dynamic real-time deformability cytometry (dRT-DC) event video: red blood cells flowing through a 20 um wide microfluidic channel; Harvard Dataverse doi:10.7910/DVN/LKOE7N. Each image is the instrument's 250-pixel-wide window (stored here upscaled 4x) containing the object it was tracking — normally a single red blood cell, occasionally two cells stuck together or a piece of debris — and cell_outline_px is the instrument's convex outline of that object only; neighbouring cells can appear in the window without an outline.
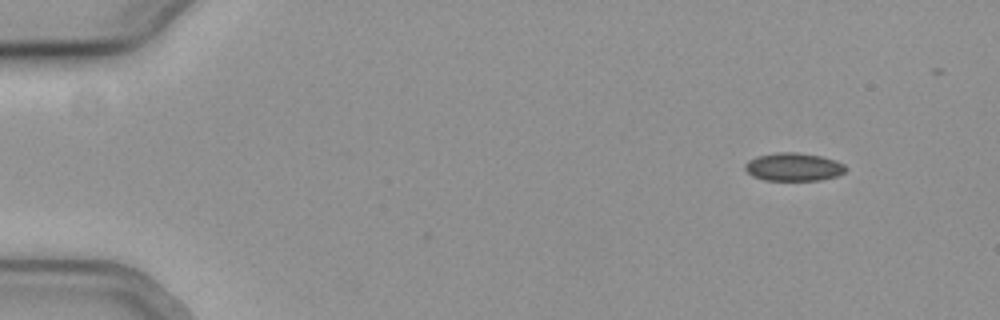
{"species": "common noctule bat (a hibernating species)", "species_latin": "Nyctalus noctula", "temperature_condition": "cold", "stored_images_in_passage": 44, "camera_frame_rate_fps": 3000, "um_per_image_px": 0.085, "animal": {"sex": "female", "body_mass_g": 19.3, "forearm_length_mm": 54.1}, "frame": {"image": 1, "passage_image": 1, "time_ms": 0.0, "image_size_px": [1000, 320], "cell_outline_px": [[848, 168], [844, 172], [836, 176], [820, 180], [764, 180], [752, 176], [744, 168], [744, 164], [748, 160], [756, 156], [776, 152], [796, 152], [820, 156], [836, 160], [844, 164]], "centroid_in_image_um": [67.44, 14.18], "position_along_channel_um": 17.6, "area_um2": 16.59}}
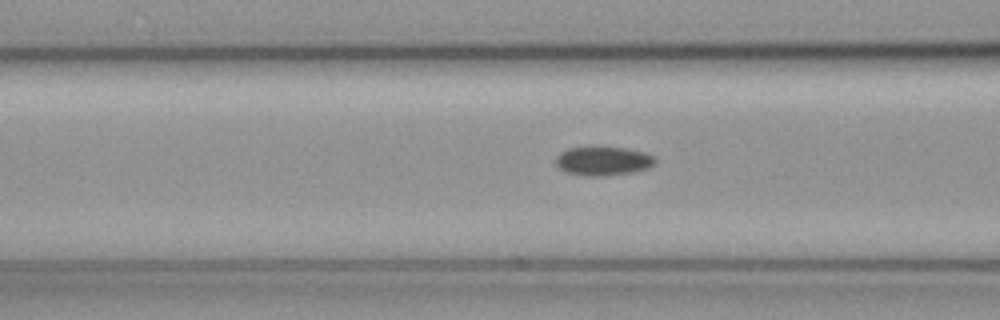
{"frame": {"image": 2, "passage_image": 18, "time_ms": 5.667, "image_size_px": [1000, 320], "cell_outline_px": [[656, 164], [648, 168], [632, 172], [604, 176], [588, 176], [564, 172], [556, 164], [556, 156], [560, 152], [568, 148], [592, 144], [624, 148], [644, 152], [652, 156], [656, 160]], "centroid_in_image_um": [51.23, 13.64], "position_along_channel_um": 115.4, "area_um2": 17.34}}
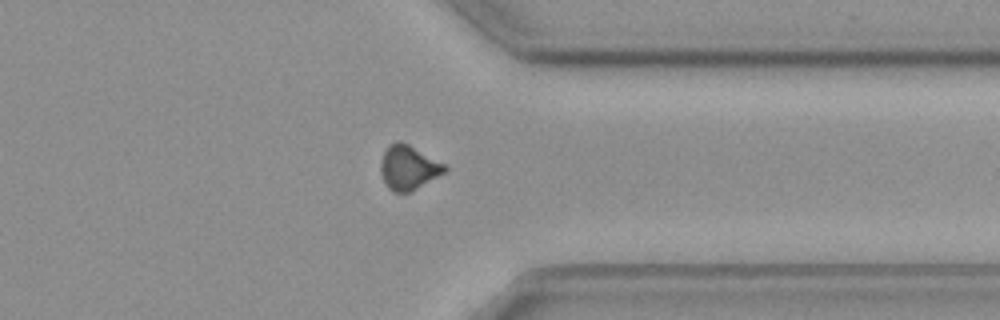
{"frame": {"image": 3, "passage_image": 39, "time_ms": 12.667, "image_size_px": [1000, 320], "cell_outline_px": [[448, 168], [444, 172], [408, 192], [392, 192], [388, 188], [380, 172], [380, 164], [384, 152], [388, 144], [400, 140], [448, 164]], "centroid_in_image_um": [34.71, 14.2], "position_along_channel_um": 376.7, "area_um2": 16.47}}